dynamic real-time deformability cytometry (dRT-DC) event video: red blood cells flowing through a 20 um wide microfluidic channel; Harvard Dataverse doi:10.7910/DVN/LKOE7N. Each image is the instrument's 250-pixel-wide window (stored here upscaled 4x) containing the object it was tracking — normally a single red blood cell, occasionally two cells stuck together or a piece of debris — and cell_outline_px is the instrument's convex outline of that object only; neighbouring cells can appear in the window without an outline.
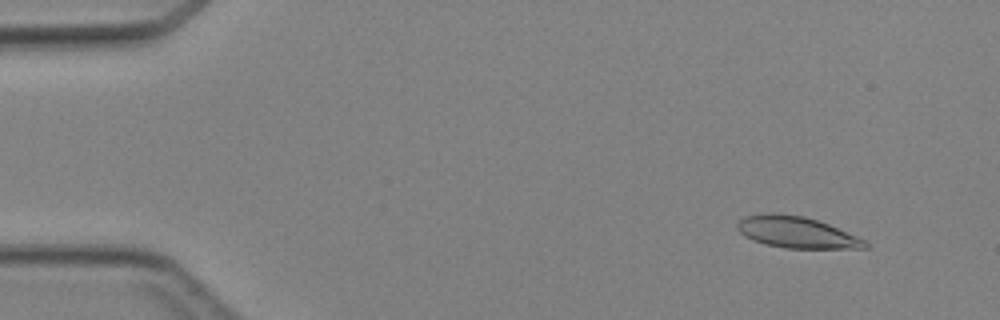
{"species": "Egyptian fruit bat (a non-hibernating species)", "species_latin": "Rousettus aegyptiacus", "temperature_condition": "cold", "stored_images_in_passage": 47, "camera_frame_rate_fps": 3000, "um_per_image_px": 0.085, "animal": {"sex": "female"}, "frame": {"image": 1, "passage_image": 5, "time_ms": 1.333, "image_size_px": [1000, 320], "cell_outline_px": [[868, 248], [784, 248], [764, 244], [752, 240], [744, 236], [736, 228], [736, 224], [744, 216], [768, 212], [772, 212], [804, 216], [828, 224], [868, 240]], "centroid_in_image_um": [67.69, 19.74], "position_along_channel_um": 17.3, "area_um2": 23.58}}
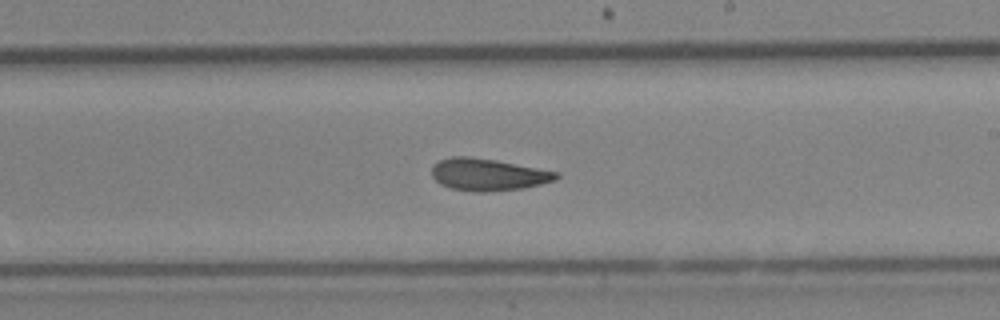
{"frame": {"image": 2, "passage_image": 28, "time_ms": 9.0, "image_size_px": [1000, 320], "cell_outline_px": [[560, 176], [556, 180], [524, 188], [488, 192], [472, 192], [452, 188], [440, 184], [432, 176], [432, 164], [440, 160], [452, 156], [468, 156], [496, 160], [560, 172]], "centroid_in_image_um": [41.49, 14.84], "position_along_channel_um": 247.5, "area_um2": 23.47}}
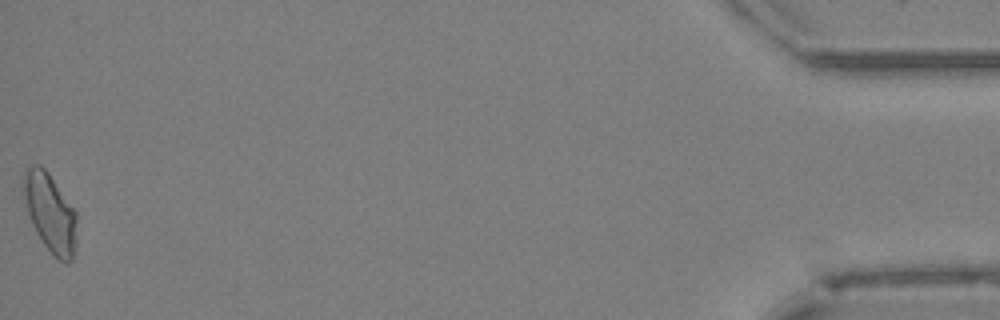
{"frame": {"image": 3, "passage_image": 47, "time_ms": 15.333, "image_size_px": [1000, 320], "cell_outline_px": [[76, 248], [72, 260], [68, 264], [56, 260], [52, 256], [36, 232], [32, 224], [28, 212], [24, 192], [24, 168], [32, 164], [40, 164], [48, 172], [76, 212]], "centroid_in_image_um": [4.29, 18.13], "position_along_channel_um": 430.9, "area_um2": 24.39}}